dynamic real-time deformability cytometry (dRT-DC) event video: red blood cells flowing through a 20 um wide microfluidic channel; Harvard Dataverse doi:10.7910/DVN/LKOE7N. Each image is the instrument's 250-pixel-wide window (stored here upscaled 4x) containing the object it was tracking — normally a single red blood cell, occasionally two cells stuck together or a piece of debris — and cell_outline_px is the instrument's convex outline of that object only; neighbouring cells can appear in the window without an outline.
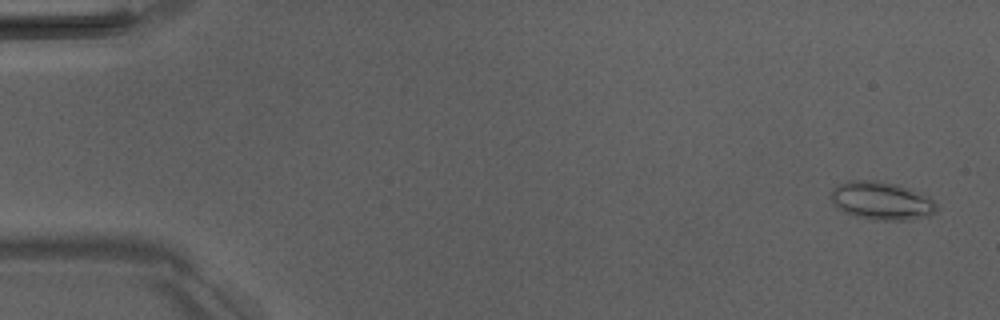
{"species": "Egyptian fruit bat (a non-hibernating species)", "species_latin": "Rousettus aegyptiacus", "temperature_condition": "room temperature", "stored_images_in_passage": 5, "camera_frame_rate_fps": 3000, "um_per_image_px": 0.085, "animal": {"sex": "male"}, "frame": {"image": 1, "passage_image": 1, "time_ms": 0.0, "image_size_px": [1000, 320], "cell_outline_px": [[936, 212], [928, 216], [908, 220], [884, 220], [856, 216], [844, 212], [832, 204], [832, 188], [848, 180], [876, 180], [912, 188], [928, 196], [936, 204]], "centroid_in_image_um": [74.94, 17.05], "position_along_channel_um": 10.1, "area_um2": 23.41}}